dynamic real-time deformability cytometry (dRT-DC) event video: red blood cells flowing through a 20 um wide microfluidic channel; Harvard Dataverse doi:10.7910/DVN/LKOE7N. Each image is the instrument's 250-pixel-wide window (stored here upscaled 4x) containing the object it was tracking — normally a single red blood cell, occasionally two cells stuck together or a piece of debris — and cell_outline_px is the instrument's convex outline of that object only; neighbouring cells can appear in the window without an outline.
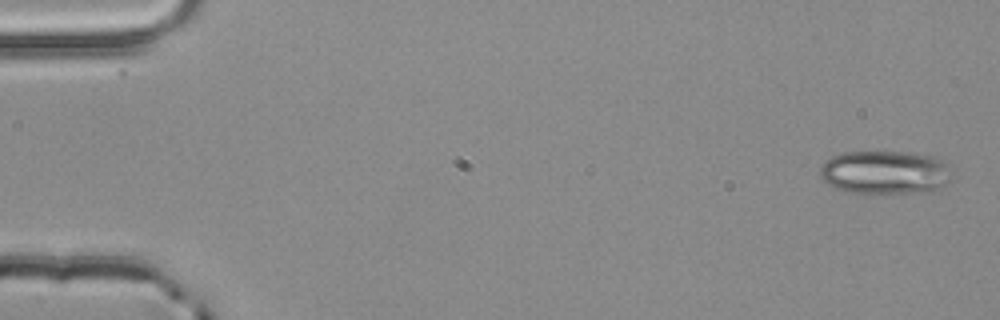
{"species": "common noctule bat (a hibernating species)", "species_latin": "Nyctalus noctula", "temperature_condition": "room temperature", "stored_images_in_passage": 3, "camera_frame_rate_fps": 3000, "um_per_image_px": 0.085, "animal": {"sex": "male", "body_mass_g": 20.4}, "frame": {"image": 1, "passage_image": 1, "time_ms": 0.0, "image_size_px": [1000, 320], "cell_outline_px": [[948, 180], [940, 188], [932, 192], [872, 196], [868, 196], [836, 188], [828, 184], [820, 176], [820, 168], [824, 160], [840, 152], [908, 152], [928, 156], [944, 160]], "centroid_in_image_um": [75.15, 14.7], "position_along_channel_um": 9.9, "area_um2": 34.04}}